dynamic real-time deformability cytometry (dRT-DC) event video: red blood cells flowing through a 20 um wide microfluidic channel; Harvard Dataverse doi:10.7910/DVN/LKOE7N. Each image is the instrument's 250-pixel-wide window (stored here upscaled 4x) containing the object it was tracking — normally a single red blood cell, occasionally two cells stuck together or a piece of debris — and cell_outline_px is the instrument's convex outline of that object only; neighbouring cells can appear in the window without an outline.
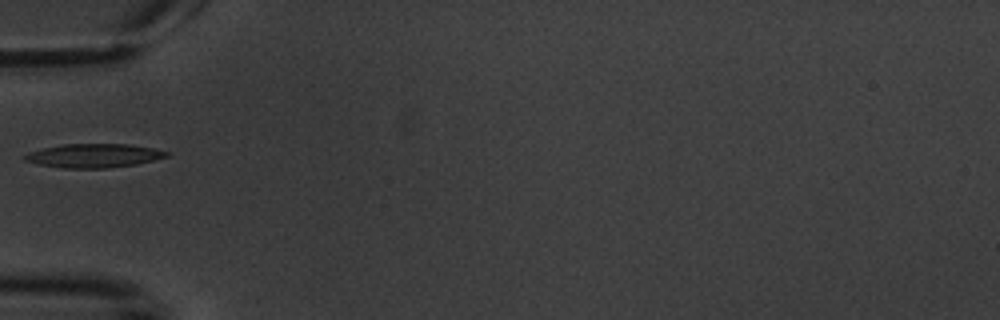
{"species": "common noctule bat (a hibernating species)", "species_latin": "Nyctalus noctula", "temperature_condition": "warm", "stored_images_in_passage": 2, "camera_frame_rate_fps": 3000, "um_per_image_px": 0.085, "animal": {"sex": "male", "body_mass_g": 20.1, "forearm_length_mm": 53.5}, "frame": {"image": 1, "passage_image": 2, "time_ms": 1.333, "image_size_px": [1000, 320], "cell_outline_px": [[172, 152], [168, 156], [136, 164], [108, 168], [64, 168], [40, 164], [24, 160], [24, 156], [28, 152], [44, 148], [64, 144], [128, 144], [156, 148]], "centroid_in_image_um": [8.03, 13.22], "position_along_channel_um": 77.0, "area_um2": 19.59}}